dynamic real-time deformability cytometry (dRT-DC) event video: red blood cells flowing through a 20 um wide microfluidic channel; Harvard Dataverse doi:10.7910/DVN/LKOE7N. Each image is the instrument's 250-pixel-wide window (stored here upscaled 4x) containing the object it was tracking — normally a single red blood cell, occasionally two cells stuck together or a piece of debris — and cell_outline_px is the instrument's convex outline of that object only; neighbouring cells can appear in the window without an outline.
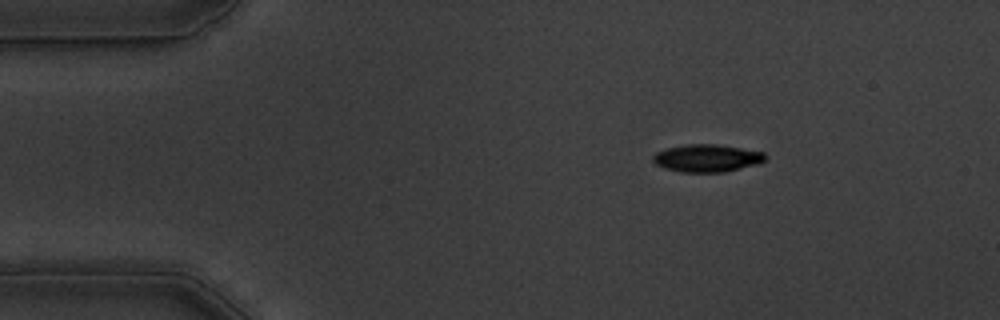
{"species": "common noctule bat (a hibernating species)", "species_latin": "Nyctalus noctula", "temperature_condition": "warm", "stored_images_in_passage": 36, "camera_frame_rate_fps": 3000, "um_per_image_px": 0.085, "animal": {"sex": "male", "body_mass_g": 19.5, "forearm_length_mm": 54.6}, "frame": {"image": 1, "passage_image": 1, "time_ms": 0.0, "image_size_px": [1000, 320], "cell_outline_px": [[768, 156], [764, 160], [756, 164], [724, 172], [680, 172], [664, 168], [656, 164], [652, 160], [652, 156], [656, 152], [668, 148], [684, 144], [716, 144], [764, 152]], "centroid_in_image_um": [60.07, 13.44], "position_along_channel_um": 24.9, "area_um2": 17.98}}
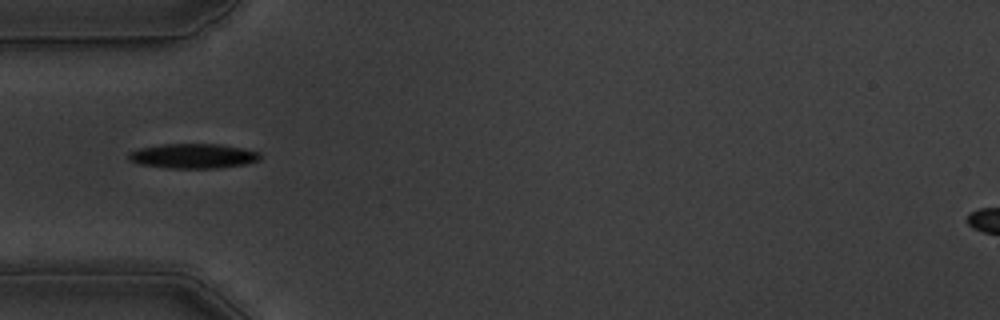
{"frame": {"image": 2, "passage_image": 10, "time_ms": 3.0, "image_size_px": [1000, 320], "cell_outline_px": [[260, 160], [244, 164], [216, 168], [168, 168], [140, 164], [128, 160], [128, 152], [140, 148], [160, 144], [220, 144], [260, 152]], "centroid_in_image_um": [16.39, 13.26], "position_along_channel_um": 68.6, "area_um2": 18.9}}
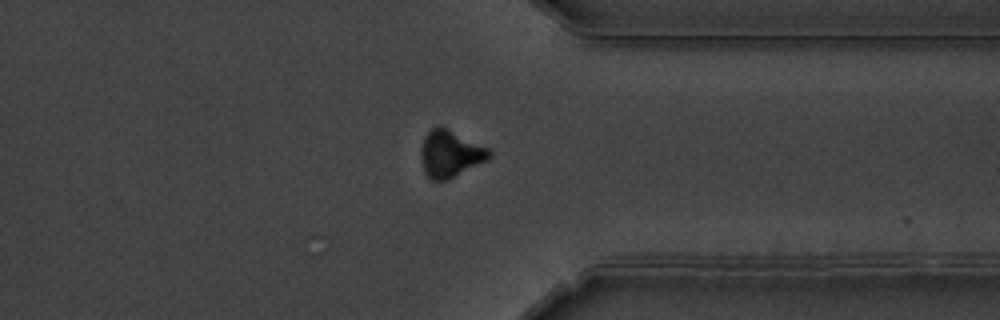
{"frame": {"image": 3, "passage_image": 36, "time_ms": 11.667, "image_size_px": [1000, 320], "cell_outline_px": [[492, 156], [488, 160], [448, 180], [432, 180], [424, 172], [420, 156], [420, 148], [424, 136], [432, 128], [440, 124], [488, 148], [492, 152]], "centroid_in_image_um": [38.26, 13.06], "position_along_channel_um": 373.1, "area_um2": 18.9}, "authors_computed_cell_mechanics": {"area_um2": 19.0162, "velocity_mm_per_s": 3.5509, "shape_relaxation_time_tau1_ms": 2.8573, "shape_relaxation_time_tau2_ms": 8.5701, "deformation_change_tau1": 0.137, "deformation_change_tau2": 0.1337}}